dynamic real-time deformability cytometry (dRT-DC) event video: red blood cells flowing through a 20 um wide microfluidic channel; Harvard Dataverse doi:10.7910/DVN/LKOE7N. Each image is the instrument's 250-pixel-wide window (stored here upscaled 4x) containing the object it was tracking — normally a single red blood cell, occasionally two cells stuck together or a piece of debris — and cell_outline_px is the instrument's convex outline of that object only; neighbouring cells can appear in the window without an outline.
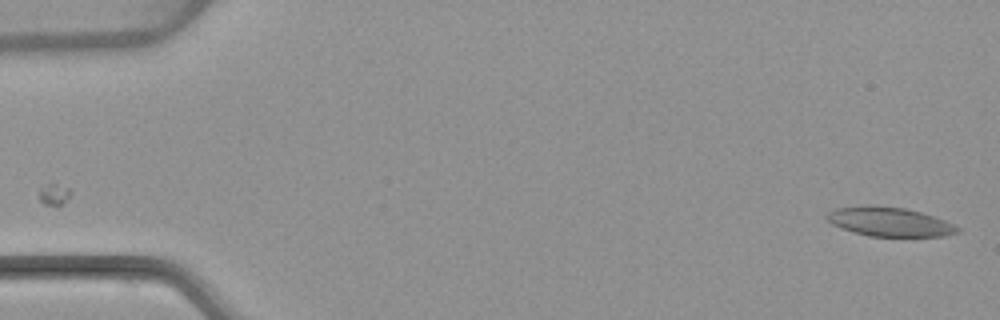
{"species": "common noctule bat (a hibernating species)", "species_latin": "Nyctalus noctula", "temperature_condition": "warm", "stored_images_in_passage": 52, "camera_frame_rate_fps": 3000, "um_per_image_px": 0.085, "animal": {"sex": "female", "body_mass_g": 22.7, "forearm_length_mm": 54.2}, "frame": {"image": 1, "passage_image": 1, "time_ms": 0.0, "image_size_px": [1000, 320], "cell_outline_px": [[960, 232], [944, 236], [868, 236], [832, 224], [824, 216], [828, 212], [836, 208], [904, 208], [920, 212], [944, 220], [960, 228]], "centroid_in_image_um": [75.67, 18.9], "position_along_channel_um": 9.3, "area_um2": 21.04}}
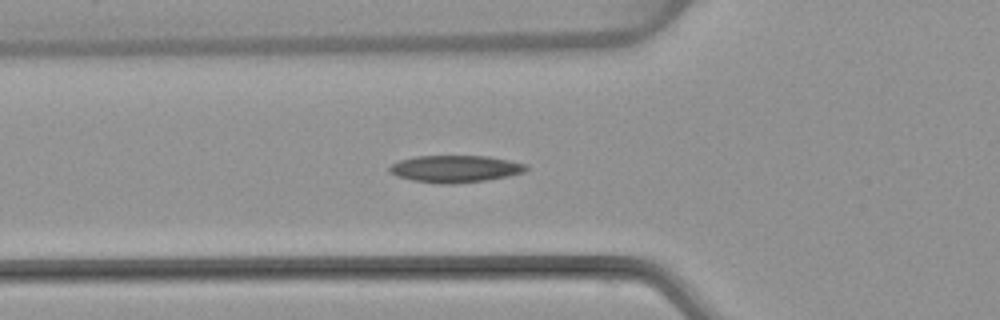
{"frame": {"image": 2, "passage_image": 18, "time_ms": 5.667, "image_size_px": [1000, 320], "cell_outline_px": [[528, 168], [524, 172], [508, 176], [484, 180], [452, 184], [440, 184], [412, 180], [396, 176], [388, 172], [388, 168], [392, 164], [400, 160], [416, 156], [488, 156], [528, 164]], "centroid_in_image_um": [38.68, 14.35], "position_along_channel_um": 87.1, "area_um2": 21.56}}
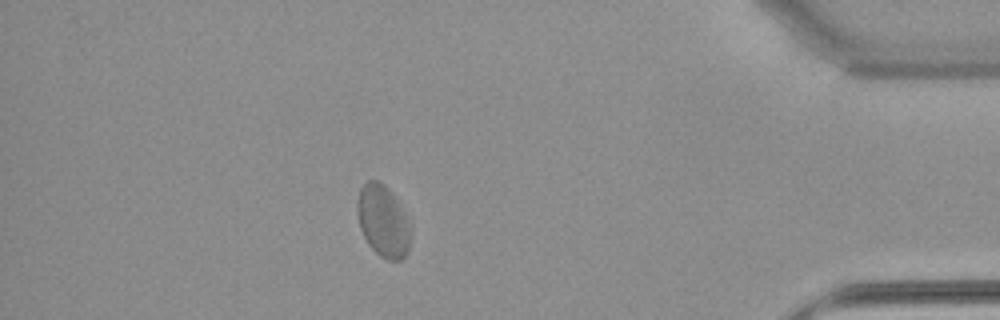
{"frame": {"image": 3, "passage_image": 46, "time_ms": 15.0, "image_size_px": [1000, 320], "cell_outline_px": [[412, 232], [408, 252], [400, 260], [388, 260], [380, 256], [368, 244], [360, 228], [356, 212], [356, 200], [360, 188], [368, 180], [376, 180], [384, 184], [392, 192], [412, 224]], "centroid_in_image_um": [32.58, 18.78], "position_along_channel_um": 402.6, "area_um2": 22.83}, "authors_computed_cell_mechanics": {"area_um2": 21.3571, "velocity_mm_per_s": 3.8415, "shape_relaxation_time_tau1_ms": null, "shape_relaxation_time_tau2_ms": 3.6018, "deformation_change_tau1": null, "deformation_change_tau2": 0.0934}}